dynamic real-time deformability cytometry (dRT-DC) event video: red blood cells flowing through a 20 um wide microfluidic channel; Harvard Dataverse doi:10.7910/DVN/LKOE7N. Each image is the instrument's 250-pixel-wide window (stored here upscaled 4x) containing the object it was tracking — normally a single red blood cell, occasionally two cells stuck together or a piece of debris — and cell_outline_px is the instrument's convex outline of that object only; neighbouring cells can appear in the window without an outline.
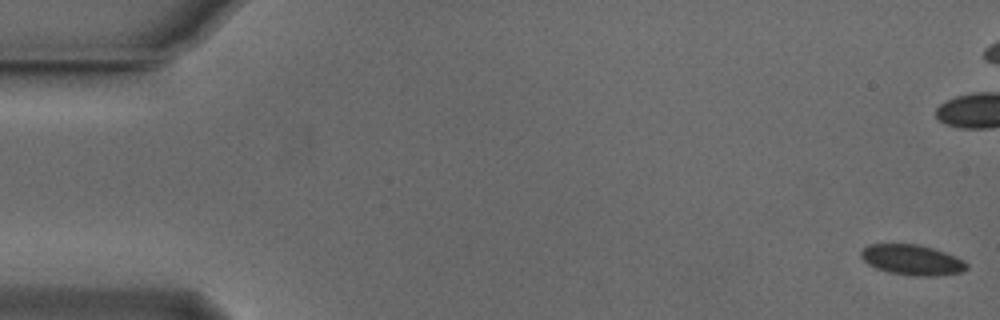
{"species": "Egyptian fruit bat (a non-hibernating species)", "species_latin": "Rousettus aegyptiacus", "temperature_condition": "cold", "stored_images_in_passage": 14, "camera_frame_rate_fps": 3000, "um_per_image_px": 0.085, "animal": {"sex": "male"}, "frame": {"image": 1, "passage_image": 1, "time_ms": 0.0, "image_size_px": [1000, 320], "cell_outline_px": [[968, 268], [960, 272], [932, 276], [916, 276], [888, 272], [876, 268], [868, 264], [860, 256], [860, 252], [868, 244], [916, 244], [932, 248], [956, 256], [964, 260], [968, 264]], "centroid_in_image_um": [77.52, 22.09], "position_along_channel_um": 7.5, "area_um2": 18.61}}